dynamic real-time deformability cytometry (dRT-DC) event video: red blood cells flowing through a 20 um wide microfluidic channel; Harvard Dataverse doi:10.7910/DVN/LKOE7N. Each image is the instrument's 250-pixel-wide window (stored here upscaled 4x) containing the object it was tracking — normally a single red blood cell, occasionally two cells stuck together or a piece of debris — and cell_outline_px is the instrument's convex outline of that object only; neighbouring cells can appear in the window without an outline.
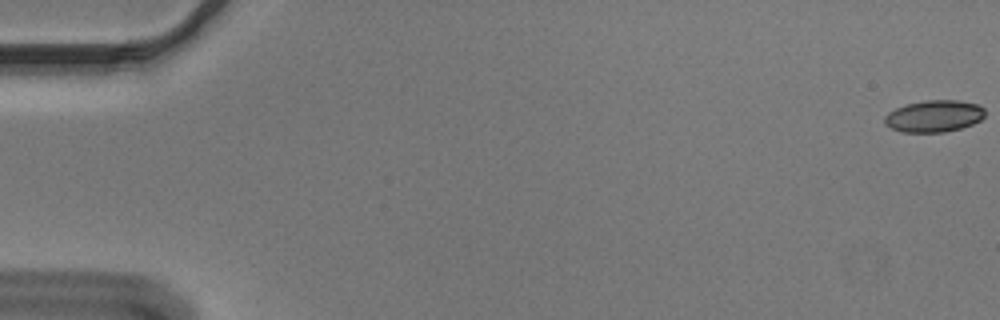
{"species": "Egyptian fruit bat (a non-hibernating species)", "species_latin": "Rousettus aegyptiacus", "temperature_condition": "cold", "stored_images_in_passage": 56, "camera_frame_rate_fps": 3000, "um_per_image_px": 0.085, "animal": {"sex": "male"}, "frame": {"image": 1, "passage_image": 1, "time_ms": 0.0, "image_size_px": [1000, 320], "cell_outline_px": [[984, 116], [980, 120], [972, 124], [960, 128], [944, 132], [900, 132], [884, 124], [884, 116], [888, 112], [904, 104], [924, 100], [960, 100], [980, 104], [984, 108]], "centroid_in_image_um": [79.38, 9.86], "position_along_channel_um": 5.6, "area_um2": 18.84}}
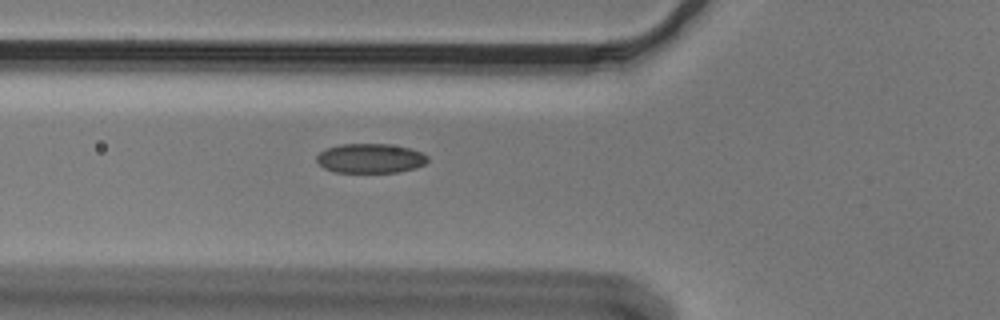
{"frame": {"image": 2, "passage_image": 21, "time_ms": 6.667, "image_size_px": [1000, 320], "cell_outline_px": [[428, 160], [424, 164], [416, 168], [396, 172], [332, 172], [324, 168], [316, 160], [316, 156], [324, 148], [340, 144], [388, 144], [408, 148], [420, 152], [428, 156]], "centroid_in_image_um": [31.44, 13.46], "position_along_channel_um": 94.4, "area_um2": 19.07}}
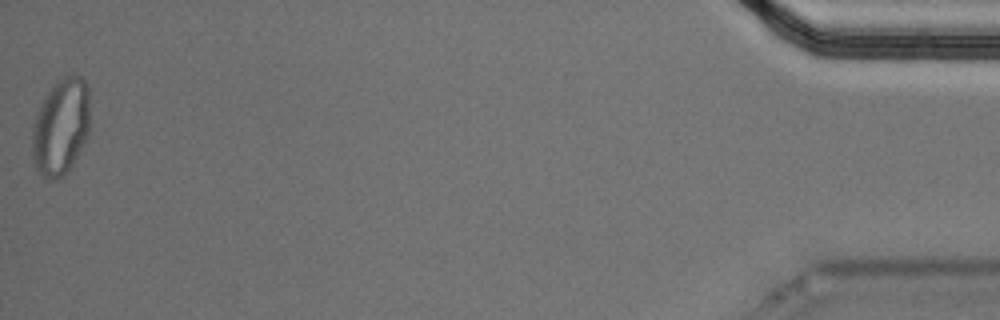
{"frame": {"image": 3, "passage_image": 56, "time_ms": 18.333, "image_size_px": [1000, 320], "cell_outline_px": [[88, 132], [68, 172], [60, 176], [44, 176], [36, 168], [32, 156], [32, 128], [36, 116], [48, 92], [64, 76], [72, 72], [84, 76], [88, 88]], "centroid_in_image_um": [5.18, 10.71], "position_along_channel_um": 430.0, "area_um2": 31.67}, "authors_computed_cell_mechanics": {"area_um2": 19.5653, "velocity_mm_per_s": 3.6549, "shape_relaxation_time_tau1_ms": null, "shape_relaxation_time_tau2_ms": 2.7147, "deformation_change_tau1": null, "deformation_change_tau2": 0.0716}}